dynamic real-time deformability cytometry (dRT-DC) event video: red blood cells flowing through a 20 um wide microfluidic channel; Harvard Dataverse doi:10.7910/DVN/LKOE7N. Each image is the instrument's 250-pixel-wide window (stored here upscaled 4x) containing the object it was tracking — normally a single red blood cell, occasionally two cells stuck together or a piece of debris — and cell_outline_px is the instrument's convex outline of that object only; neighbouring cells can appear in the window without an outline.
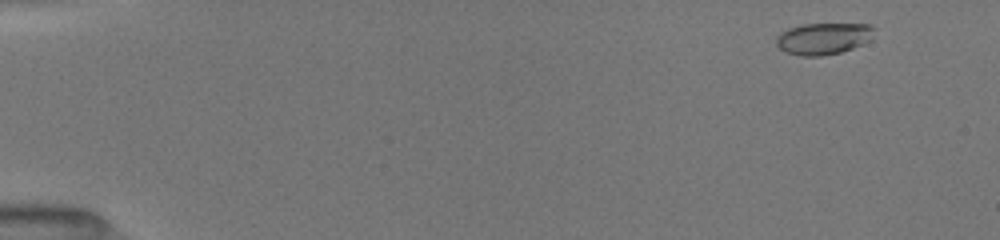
{"species": "common noctule bat (a hibernating species)", "species_latin": "Nyctalus noctula", "temperature_condition": "room temperature", "stored_images_in_passage": 50, "camera_frame_rate_fps": 3000, "um_per_image_px": 0.085, "animal": {"sex": "female", "body_mass_g": 19.5, "forearm_length_mm": 54.1}, "frame": {"image": 1, "passage_image": 3, "time_ms": 0.667, "image_size_px": [1000, 240], "cell_outline_px": [[876, 28], [860, 44], [852, 48], [840, 52], [820, 56], [800, 56], [784, 52], [776, 44], [776, 36], [780, 32], [788, 28], [800, 24], [868, 24]], "centroid_in_image_um": [69.87, 3.27], "position_along_channel_um": 15.1, "area_um2": 17.8}}
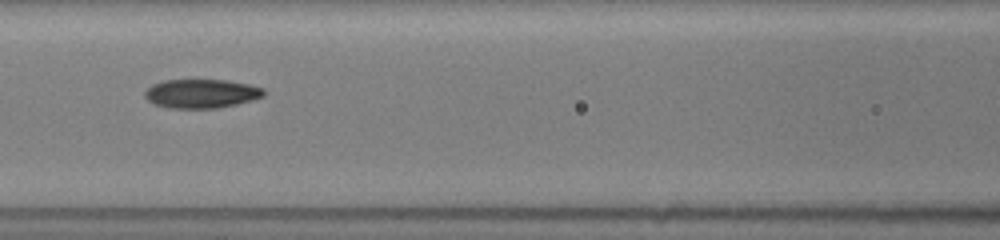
{"frame": {"image": 2, "passage_image": 23, "time_ms": 7.333, "image_size_px": [1000, 240], "cell_outline_px": [[264, 96], [252, 100], [236, 104], [216, 108], [168, 108], [152, 104], [144, 96], [144, 92], [152, 84], [164, 80], [228, 80], [248, 84], [264, 88]], "centroid_in_image_um": [17.09, 7.95], "position_along_channel_um": 149.5, "area_um2": 20.11}}
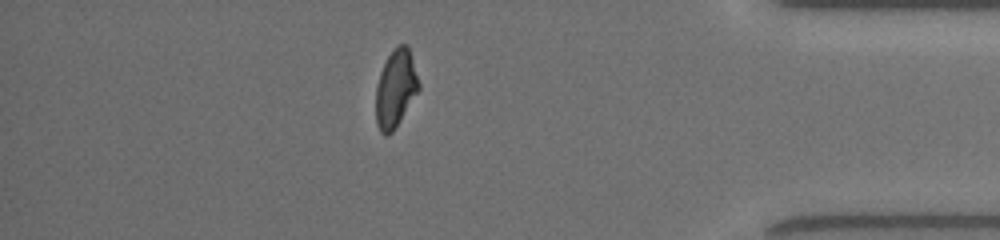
{"frame": {"image": 3, "passage_image": 44, "time_ms": 14.333, "image_size_px": [1000, 240], "cell_outline_px": [[420, 88], [392, 132], [388, 136], [384, 136], [380, 132], [376, 124], [376, 88], [380, 72], [388, 56], [400, 44], [408, 44], [420, 84]], "centroid_in_image_um": [33.62, 7.54], "position_along_channel_um": 401.6, "area_um2": 19.19}, "authors_computed_cell_mechanics": {"area_um2": 19.5653, "velocity_mm_per_s": 4.0513, "shape_relaxation_time_tau1_ms": 7.3937, "shape_relaxation_time_tau2_ms": 1.8614, "deformation_change_tau1": 0.2063, "deformation_change_tau2": 0.0766}}